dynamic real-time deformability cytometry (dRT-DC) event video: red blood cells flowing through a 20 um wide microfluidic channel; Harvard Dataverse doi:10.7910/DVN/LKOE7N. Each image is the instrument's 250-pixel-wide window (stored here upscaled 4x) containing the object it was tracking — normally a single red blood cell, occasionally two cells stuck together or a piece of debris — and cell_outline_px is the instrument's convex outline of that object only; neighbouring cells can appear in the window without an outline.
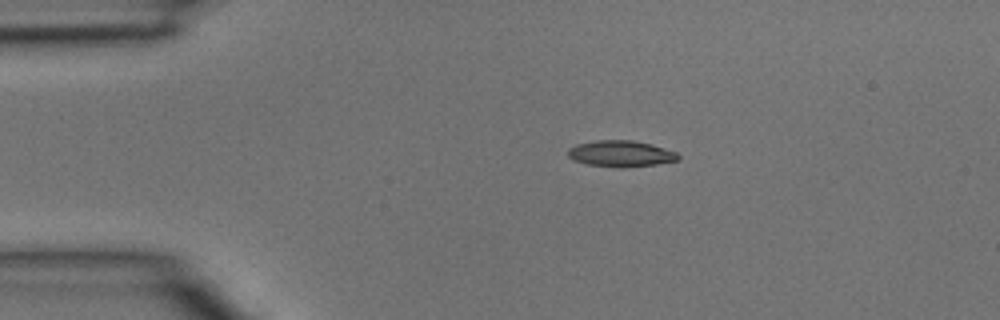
{"species": "common noctule bat (a hibernating species)", "species_latin": "Nyctalus noctula", "temperature_condition": "room temperature", "stored_images_in_passage": 3, "camera_frame_rate_fps": 3000, "um_per_image_px": 0.085, "animal": {"sex": "male", "body_mass_g": 15.6}, "frame": {"image": 1, "passage_image": 2, "time_ms": 0.333, "image_size_px": [1000, 320], "cell_outline_px": [[680, 160], [656, 164], [624, 168], [620, 168], [588, 164], [572, 160], [568, 156], [568, 148], [576, 144], [596, 140], [632, 140], [652, 144], [676, 152], [680, 156]], "centroid_in_image_um": [52.77, 13.06], "position_along_channel_um": 32.2, "area_um2": 16.99}}